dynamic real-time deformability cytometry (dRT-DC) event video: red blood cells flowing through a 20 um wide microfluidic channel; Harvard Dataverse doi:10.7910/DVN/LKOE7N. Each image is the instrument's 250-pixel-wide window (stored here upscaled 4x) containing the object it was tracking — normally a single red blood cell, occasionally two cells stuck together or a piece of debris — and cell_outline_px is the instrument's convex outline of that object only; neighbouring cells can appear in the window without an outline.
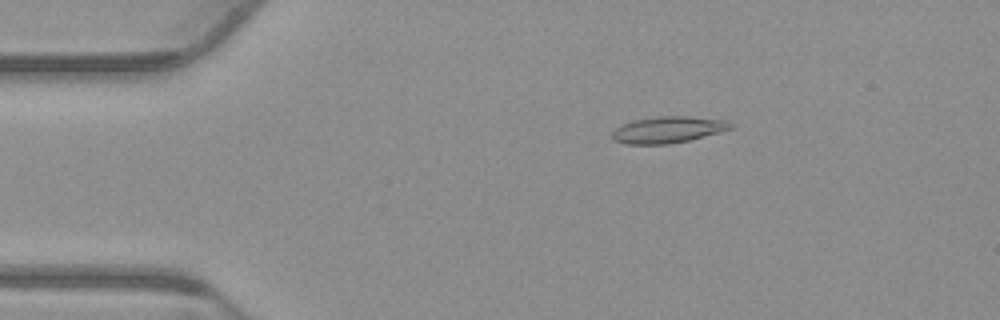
{"species": "common noctule bat (a hibernating species)", "species_latin": "Nyctalus noctula", "temperature_condition": "warm", "stored_images_in_passage": 54, "camera_frame_rate_fps": 3000, "um_per_image_px": 0.085, "animal": {"sex": "male", "body_mass_g": 23.1, "forearm_length_mm": 52.7}, "frame": {"image": 1, "passage_image": 10, "time_ms": 3.0, "image_size_px": [1000, 320], "cell_outline_px": [[736, 124], [732, 128], [688, 140], [668, 144], [624, 144], [612, 140], [612, 132], [620, 124], [636, 120], [656, 116], [692, 116], [724, 120]], "centroid_in_image_um": [56.74, 11.02], "position_along_channel_um": 28.3, "area_um2": 18.26}}
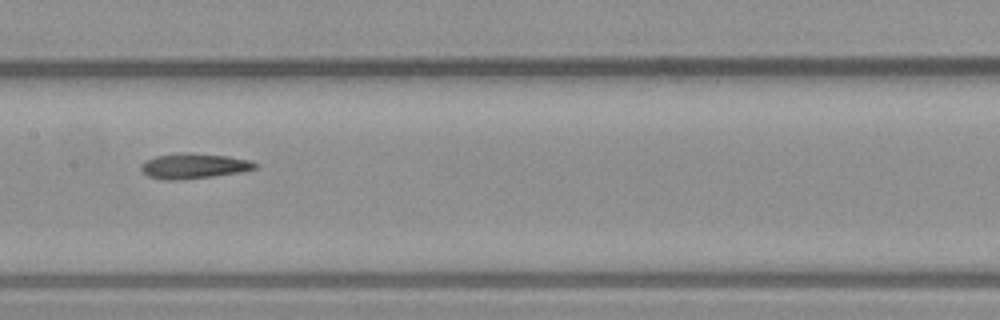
{"frame": {"image": 2, "passage_image": 27, "time_ms": 8.667, "image_size_px": [1000, 320], "cell_outline_px": [[260, 168], [240, 172], [212, 176], [176, 180], [164, 180], [148, 176], [140, 168], [140, 164], [144, 160], [156, 156], [176, 152], [188, 152], [228, 156], [252, 160], [260, 164]], "centroid_in_image_um": [16.5, 14.09], "position_along_channel_um": 190.9, "area_um2": 17.11}}
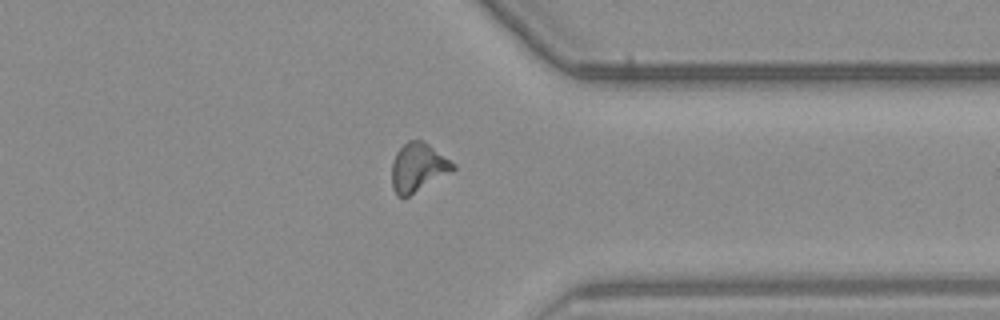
{"frame": {"image": 3, "passage_image": 42, "time_ms": 13.667, "image_size_px": [1000, 320], "cell_outline_px": [[456, 168], [452, 172], [404, 200], [396, 196], [392, 188], [392, 160], [396, 152], [408, 140], [420, 140], [428, 144], [456, 164]], "centroid_in_image_um": [35.52, 14.29], "position_along_channel_um": 375.9, "area_um2": 17.74}, "authors_computed_cell_mechanics": {"area_um2": 16.9643, "velocity_mm_per_s": 3.8294, "shape_relaxation_time_tau1_ms": null, "shape_relaxation_time_tau2_ms": 8.5467, "deformation_change_tau1": null, "deformation_change_tau2": 0.1927}}